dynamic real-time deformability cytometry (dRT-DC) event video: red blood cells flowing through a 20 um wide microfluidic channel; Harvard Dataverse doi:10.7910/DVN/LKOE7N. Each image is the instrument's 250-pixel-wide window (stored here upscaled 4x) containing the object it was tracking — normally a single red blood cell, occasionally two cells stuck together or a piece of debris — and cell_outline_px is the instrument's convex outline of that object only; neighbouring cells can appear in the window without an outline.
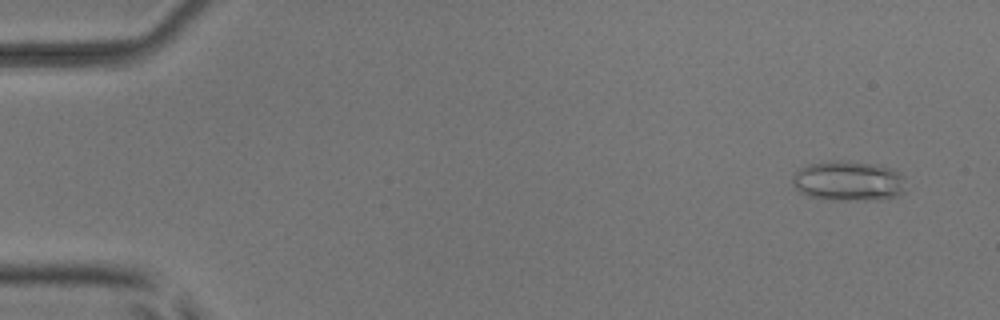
{"species": "common noctule bat (a hibernating species)", "species_latin": "Nyctalus noctula", "temperature_condition": "room temperature", "stored_images_in_passage": 53, "camera_frame_rate_fps": 3000, "um_per_image_px": 0.085, "animal": {"sex": "male", "body_mass_g": 17.9, "forearm_length_mm": 54.2}, "frame": {"image": 1, "passage_image": 4, "time_ms": 1.0, "image_size_px": [1000, 320], "cell_outline_px": [[904, 192], [896, 196], [876, 200], [828, 200], [804, 196], [792, 184], [792, 176], [800, 168], [808, 164], [828, 160], [844, 160], [876, 164], [892, 168], [904, 176]], "centroid_in_image_um": [72.09, 15.38], "position_along_channel_um": 12.9, "area_um2": 26.99}}
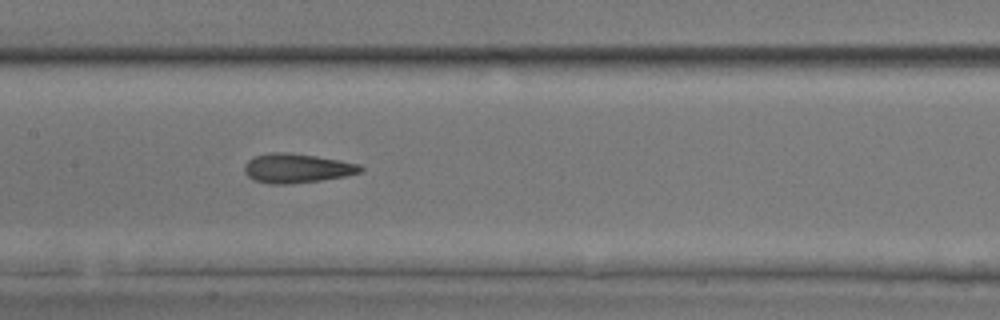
{"frame": {"image": 2, "passage_image": 27, "time_ms": 8.667, "image_size_px": [1000, 320], "cell_outline_px": [[364, 168], [360, 172], [344, 176], [320, 180], [292, 184], [268, 184], [252, 180], [244, 172], [244, 164], [248, 160], [256, 156], [268, 152], [288, 152], [316, 156], [340, 160], [360, 164]], "centroid_in_image_um": [25.19, 14.3], "position_along_channel_um": 182.2, "area_um2": 19.94}}
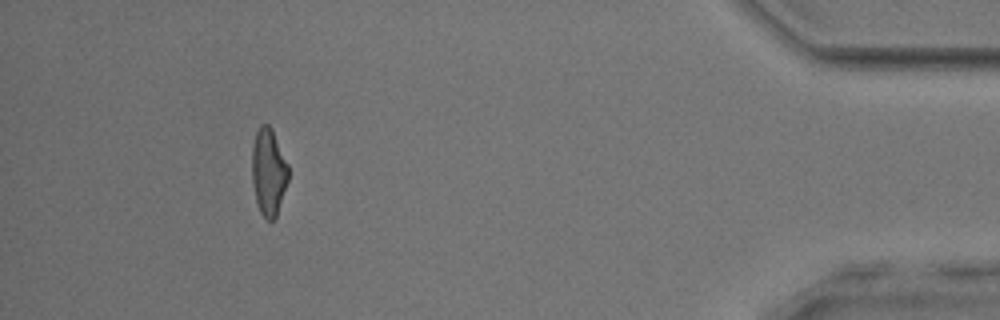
{"frame": {"image": 3, "passage_image": 49, "time_ms": 16.0, "image_size_px": [1000, 320], "cell_outline_px": [[288, 180], [276, 216], [272, 220], [268, 220], [260, 212], [256, 200], [252, 184], [252, 144], [256, 132], [260, 124], [268, 124], [272, 128], [288, 164]], "centroid_in_image_um": [22.81, 14.57], "position_along_channel_um": 412.4, "area_um2": 18.44}, "authors_computed_cell_mechanics": {"area_um2": 19.7098, "velocity_mm_per_s": 3.9422, "shape_relaxation_time_tau1_ms": 5.4159, "shape_relaxation_time_tau2_ms": 2.447, "deformation_change_tau1": 0.186, "deformation_change_tau2": 0.1354}}